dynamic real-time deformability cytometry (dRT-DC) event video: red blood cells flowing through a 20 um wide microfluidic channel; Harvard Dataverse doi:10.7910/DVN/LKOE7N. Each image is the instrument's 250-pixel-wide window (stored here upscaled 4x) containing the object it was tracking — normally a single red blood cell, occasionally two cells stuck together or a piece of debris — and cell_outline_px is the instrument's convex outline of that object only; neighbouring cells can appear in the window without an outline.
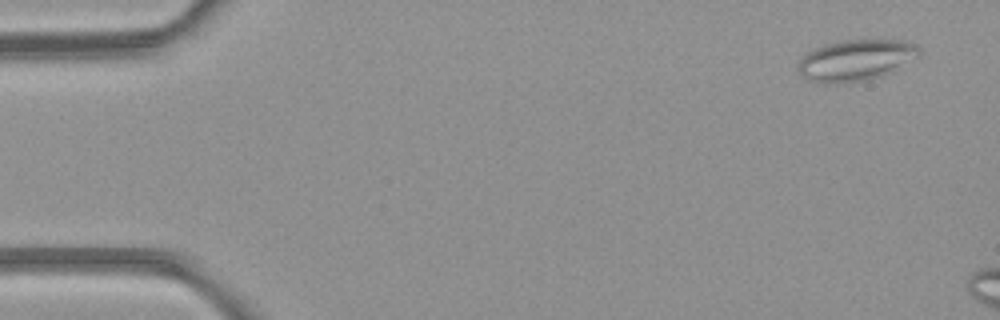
{"species": "common noctule bat (a hibernating species)", "species_latin": "Nyctalus noctula", "temperature_condition": "room temperature", "stored_images_in_passage": 6, "camera_frame_rate_fps": 3000, "um_per_image_px": 0.085, "animal": {"sex": "female", "body_mass_g": 21.9}, "frame": {"image": 1, "passage_image": 1, "time_ms": 0.0, "image_size_px": [1000, 320], "cell_outline_px": [[920, 56], [880, 76], [868, 80], [836, 84], [820, 84], [808, 80], [800, 72], [800, 56], [824, 44], [844, 40], [880, 36], [908, 40], [916, 44], [920, 48]], "centroid_in_image_um": [72.81, 5.06], "position_along_channel_um": 12.2, "area_um2": 29.94}}